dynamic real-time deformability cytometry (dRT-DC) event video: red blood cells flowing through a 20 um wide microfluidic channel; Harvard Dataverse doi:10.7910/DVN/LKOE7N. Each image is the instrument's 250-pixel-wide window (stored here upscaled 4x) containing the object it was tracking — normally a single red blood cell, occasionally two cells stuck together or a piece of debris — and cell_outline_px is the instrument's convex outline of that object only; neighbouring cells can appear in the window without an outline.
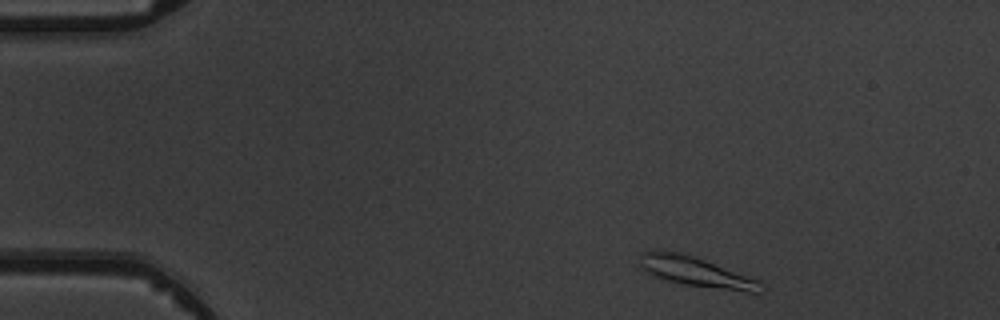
{"species": "common noctule bat (a hibernating species)", "species_latin": "Nyctalus noctula", "temperature_condition": "warm", "stored_images_in_passage": 3, "camera_frame_rate_fps": 3000, "um_per_image_px": 0.085, "animal": {"sex": "male", "body_mass_g": 19.5, "forearm_length_mm": 54.6}, "frame": {"image": 1, "passage_image": 1, "time_ms": 0.0, "image_size_px": [1000, 320], "cell_outline_px": [[764, 292], [748, 292], [684, 284], [652, 276], [640, 264], [640, 252], [652, 248], [656, 248], [684, 252], [760, 280], [764, 284]], "centroid_in_image_um": [59.15, 23.06], "position_along_channel_um": 25.9, "area_um2": 21.44}}